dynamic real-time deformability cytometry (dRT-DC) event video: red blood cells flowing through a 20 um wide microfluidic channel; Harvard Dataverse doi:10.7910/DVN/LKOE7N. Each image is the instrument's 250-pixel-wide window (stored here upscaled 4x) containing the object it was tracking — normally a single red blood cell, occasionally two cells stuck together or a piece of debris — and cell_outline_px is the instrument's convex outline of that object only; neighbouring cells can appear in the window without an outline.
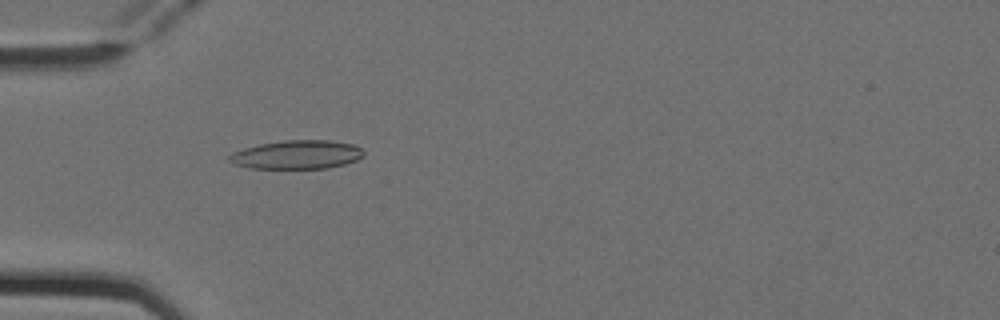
{"species": "Egyptian fruit bat (a non-hibernating species)", "species_latin": "Rousettus aegyptiacus", "temperature_condition": "cold", "stored_images_in_passage": 5, "camera_frame_rate_fps": 3000, "um_per_image_px": 0.085, "animal": {"sex": "female"}, "frame": {"image": 1, "passage_image": 4, "time_ms": 1.0, "image_size_px": [1000, 320], "cell_outline_px": [[364, 156], [356, 160], [344, 164], [328, 168], [248, 168], [232, 164], [228, 160], [228, 156], [232, 152], [244, 148], [260, 144], [284, 140], [328, 140], [352, 144], [360, 148], [364, 152]], "centroid_in_image_um": [25.2, 13.15], "position_along_channel_um": 59.8, "area_um2": 22.48}}
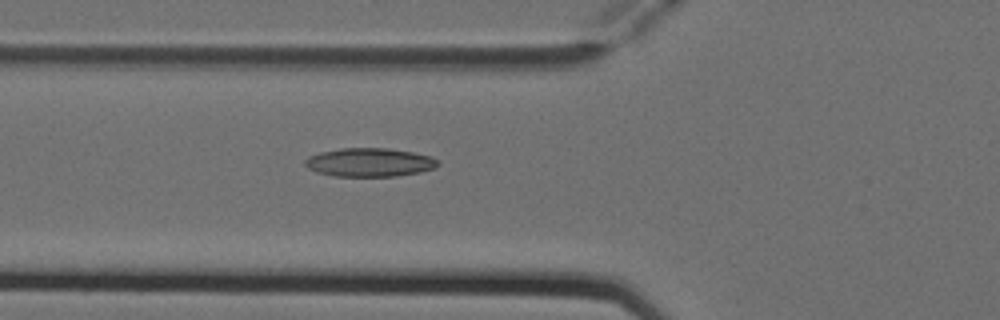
{"frame": {"image": 2, "passage_image": 5, "time_ms": 1.333, "image_size_px": [1000, 320], "cell_outline_px": [[440, 164], [436, 168], [420, 172], [396, 176], [332, 176], [316, 172], [308, 168], [304, 164], [304, 160], [308, 156], [320, 152], [340, 148], [388, 148], [412, 152], [432, 156]], "centroid_in_image_um": [31.4, 13.8], "position_along_channel_um": 94.4, "area_um2": 22.31}}